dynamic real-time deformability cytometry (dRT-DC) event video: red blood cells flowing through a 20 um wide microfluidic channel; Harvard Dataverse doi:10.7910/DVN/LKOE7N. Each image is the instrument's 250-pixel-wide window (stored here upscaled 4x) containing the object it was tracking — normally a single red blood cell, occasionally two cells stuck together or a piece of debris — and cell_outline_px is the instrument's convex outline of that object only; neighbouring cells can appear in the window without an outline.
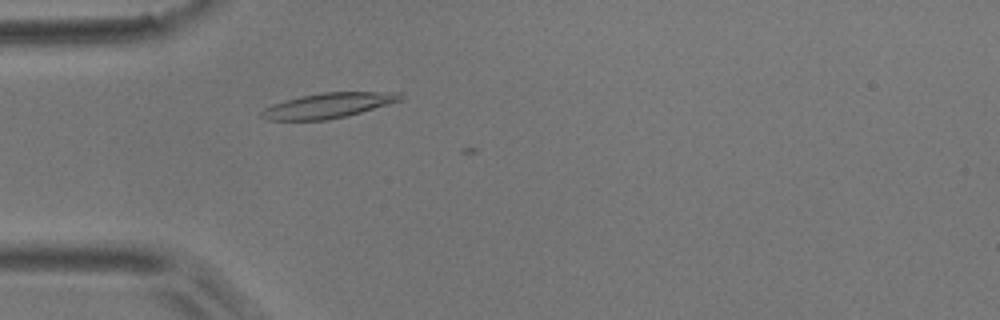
{"species": "common noctule bat (a hibernating species)", "species_latin": "Nyctalus noctula", "temperature_condition": "room temperature", "stored_images_in_passage": 4, "camera_frame_rate_fps": 3000, "um_per_image_px": 0.085, "animal": {"sex": "male", "body_mass_g": 17.9}, "frame": {"image": 1, "passage_image": 4, "time_ms": 3.667, "image_size_px": [1000, 320], "cell_outline_px": [[408, 96], [404, 100], [348, 116], [328, 120], [268, 120], [260, 116], [260, 112], [264, 108], [272, 104], [300, 96], [324, 92], [400, 92]], "centroid_in_image_um": [27.98, 8.96], "position_along_channel_um": 57.0, "area_um2": 20.63}}